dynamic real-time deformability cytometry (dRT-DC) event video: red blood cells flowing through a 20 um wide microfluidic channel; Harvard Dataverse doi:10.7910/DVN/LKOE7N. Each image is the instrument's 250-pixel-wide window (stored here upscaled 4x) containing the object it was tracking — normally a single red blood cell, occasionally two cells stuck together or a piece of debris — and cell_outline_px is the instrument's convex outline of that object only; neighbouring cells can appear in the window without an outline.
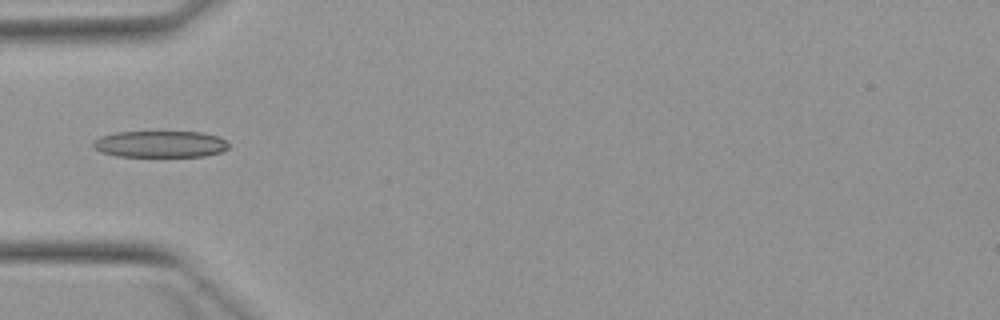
{"species": "Egyptian fruit bat (a non-hibernating species)", "species_latin": "Rousettus aegyptiacus", "temperature_condition": "warm", "stored_images_in_passage": 4, "camera_frame_rate_fps": 3000, "um_per_image_px": 0.085, "animal": {"sex": "female"}, "frame": {"image": 1, "passage_image": 4, "time_ms": 4.333, "image_size_px": [1000, 320], "cell_outline_px": [[228, 148], [220, 152], [204, 156], [116, 156], [100, 152], [92, 148], [92, 140], [100, 136], [116, 132], [200, 132], [216, 136], [224, 140], [228, 144]], "centroid_in_image_um": [13.53, 12.25], "position_along_channel_um": 71.5, "area_um2": 20.98}}